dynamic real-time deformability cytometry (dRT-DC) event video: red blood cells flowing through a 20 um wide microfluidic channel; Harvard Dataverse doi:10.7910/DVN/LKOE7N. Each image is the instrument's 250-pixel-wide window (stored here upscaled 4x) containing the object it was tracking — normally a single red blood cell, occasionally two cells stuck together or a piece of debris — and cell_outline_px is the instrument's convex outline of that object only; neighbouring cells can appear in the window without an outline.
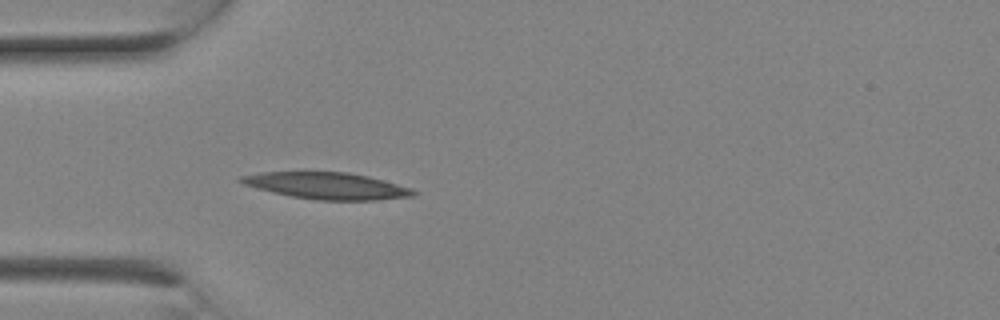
{"species": "Egyptian fruit bat (a non-hibernating species)", "species_latin": "Rousettus aegyptiacus", "temperature_condition": "room temperature", "stored_images_in_passage": 1, "camera_frame_rate_fps": 3000, "um_per_image_px": 0.085, "animal": {"sex": "female"}, "frame": {"image": 1, "passage_image": 1, "time_ms": 0.0, "image_size_px": [1000, 320], "cell_outline_px": [[420, 192], [412, 196], [376, 200], [316, 200], [292, 196], [272, 192], [256, 188], [244, 184], [236, 180], [240, 176], [260, 172], [348, 172], [368, 176], [412, 188]], "centroid_in_image_um": [27.79, 15.79], "position_along_channel_um": 57.2, "area_um2": 26.76}}